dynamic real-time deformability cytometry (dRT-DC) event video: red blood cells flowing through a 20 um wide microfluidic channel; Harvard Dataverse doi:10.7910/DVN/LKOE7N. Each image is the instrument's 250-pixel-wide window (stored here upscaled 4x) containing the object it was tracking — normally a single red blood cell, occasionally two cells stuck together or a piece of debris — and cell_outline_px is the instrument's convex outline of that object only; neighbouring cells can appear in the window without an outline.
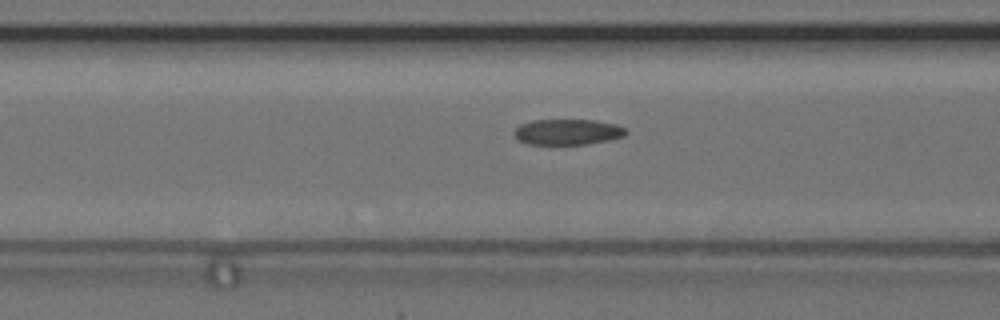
{"species": "common noctule bat (a hibernating species)", "species_latin": "Nyctalus noctula", "temperature_condition": "cold", "stored_images_in_passage": 21, "camera_frame_rate_fps": 3000, "um_per_image_px": 0.085, "animal": {"sex": "female", "body_mass_g": 24.6, "forearm_length_mm": 56.2}, "frame": {"image": 1, "passage_image": 19, "time_ms": 6.0, "image_size_px": [1000, 320], "cell_outline_px": [[628, 132], [624, 136], [608, 140], [588, 144], [528, 144], [516, 140], [512, 132], [520, 124], [532, 120], [596, 120], [616, 124], [628, 128]], "centroid_in_image_um": [48.24, 11.21], "position_along_channel_um": 118.4, "area_um2": 16.99}}